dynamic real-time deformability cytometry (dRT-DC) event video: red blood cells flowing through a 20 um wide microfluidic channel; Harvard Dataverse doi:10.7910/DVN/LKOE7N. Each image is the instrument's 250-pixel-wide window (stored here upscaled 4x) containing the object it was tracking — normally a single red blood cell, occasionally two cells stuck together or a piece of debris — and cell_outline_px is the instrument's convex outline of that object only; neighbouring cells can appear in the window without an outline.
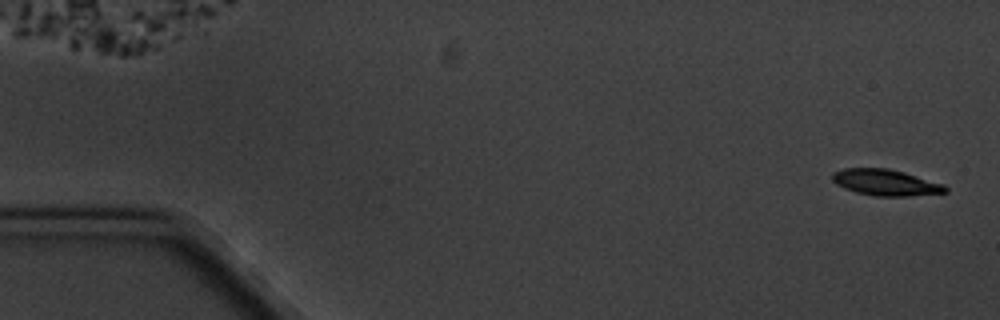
{"species": "common noctule bat (a hibernating species)", "species_latin": "Nyctalus noctula", "temperature_condition": "cold", "stored_images_in_passage": 7, "camera_frame_rate_fps": 3000, "um_per_image_px": 0.085, "animal": {"sex": "male", "body_mass_g": 20.1, "forearm_length_mm": 53.5}, "frame": {"image": 1, "passage_image": 1, "time_ms": 0.0, "image_size_px": [1000, 320], "cell_outline_px": [[948, 192], [908, 196], [876, 196], [856, 192], [844, 188], [836, 184], [832, 180], [832, 172], [844, 168], [888, 168], [904, 172], [944, 184], [948, 188]], "centroid_in_image_um": [75.27, 15.51], "position_along_channel_um": 9.7, "area_um2": 17.28}}
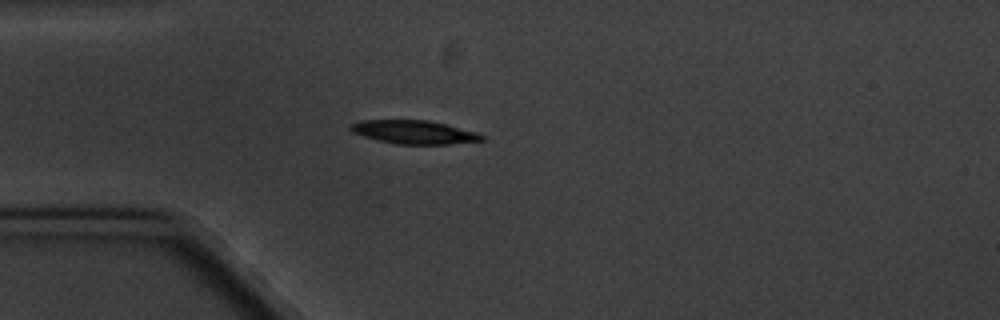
{"frame": {"image": 2, "passage_image": 5, "time_ms": 4.667, "image_size_px": [1000, 320], "cell_outline_px": [[484, 140], [448, 144], [396, 144], [364, 136], [352, 132], [348, 128], [348, 124], [360, 120], [428, 120], [476, 132], [484, 136]], "centroid_in_image_um": [35.14, 11.22], "position_along_channel_um": 49.9, "area_um2": 17.8}}